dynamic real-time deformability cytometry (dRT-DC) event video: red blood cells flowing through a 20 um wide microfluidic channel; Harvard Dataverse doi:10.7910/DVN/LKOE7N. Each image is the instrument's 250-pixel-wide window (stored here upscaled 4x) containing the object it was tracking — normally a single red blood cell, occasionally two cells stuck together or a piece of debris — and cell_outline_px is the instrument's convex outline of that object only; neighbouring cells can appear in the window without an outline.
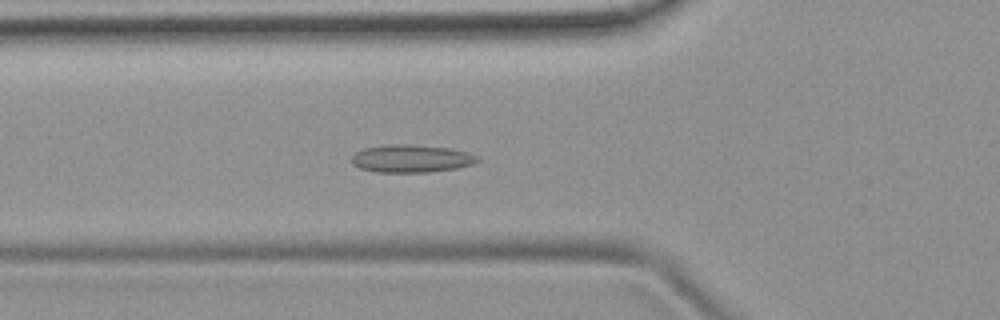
{"species": "common noctule bat (a hibernating species)", "species_latin": "Nyctalus noctula", "temperature_condition": "room temperature", "stored_images_in_passage": 53, "camera_frame_rate_fps": 3000, "um_per_image_px": 0.085, "animal": {"sex": "female", "body_mass_g": 19.9}, "frame": {"image": 1, "passage_image": 18, "time_ms": 5.667, "image_size_px": [1000, 320], "cell_outline_px": [[480, 160], [472, 164], [456, 168], [428, 172], [376, 172], [360, 168], [352, 164], [352, 156], [356, 152], [364, 148], [384, 144], [408, 144], [452, 148], [468, 152], [480, 156]], "centroid_in_image_um": [34.97, 13.47], "position_along_channel_um": 90.8, "area_um2": 20.52}}
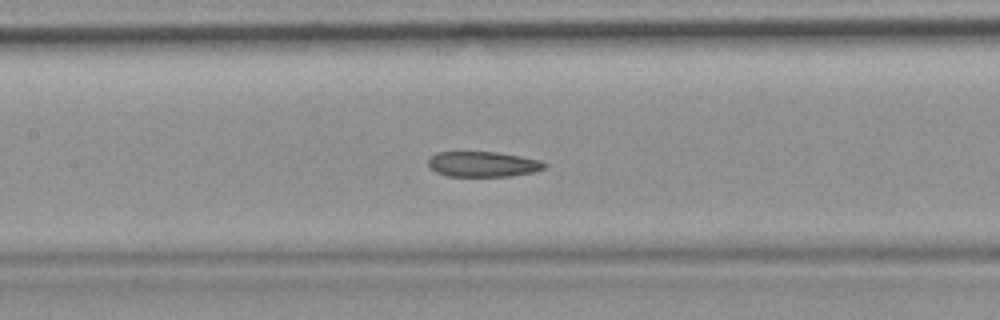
{"frame": {"image": 2, "passage_image": 24, "time_ms": 7.667, "image_size_px": [1000, 320], "cell_outline_px": [[548, 164], [544, 168], [532, 172], [512, 176], [448, 176], [436, 172], [428, 164], [428, 160], [436, 152], [496, 152], [520, 156], [540, 160]], "centroid_in_image_um": [41.06, 13.95], "position_along_channel_um": 166.3, "area_um2": 17.05}}
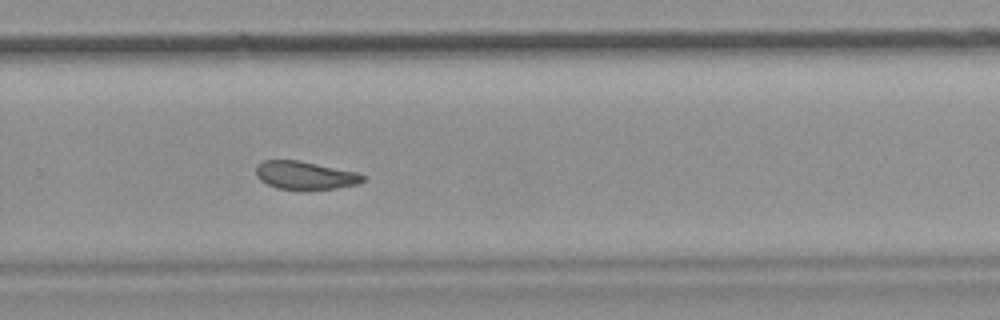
{"frame": {"image": 3, "passage_image": 35, "time_ms": 11.333, "image_size_px": [1000, 320], "cell_outline_px": [[368, 176], [364, 180], [356, 184], [336, 188], [276, 188], [260, 180], [256, 176], [256, 164], [264, 160], [296, 160], [356, 172]], "centroid_in_image_um": [25.91, 14.88], "position_along_channel_um": 303.9, "area_um2": 17.05}, "authors_computed_cell_mechanics": {"area_um2": 18.9584, "velocity_mm_per_s": 3.7624, "shape_relaxation_time_tau1_ms": null, "shape_relaxation_time_tau2_ms": 3.4495, "deformation_change_tau1": null, "deformation_change_tau2": 0.0823}}